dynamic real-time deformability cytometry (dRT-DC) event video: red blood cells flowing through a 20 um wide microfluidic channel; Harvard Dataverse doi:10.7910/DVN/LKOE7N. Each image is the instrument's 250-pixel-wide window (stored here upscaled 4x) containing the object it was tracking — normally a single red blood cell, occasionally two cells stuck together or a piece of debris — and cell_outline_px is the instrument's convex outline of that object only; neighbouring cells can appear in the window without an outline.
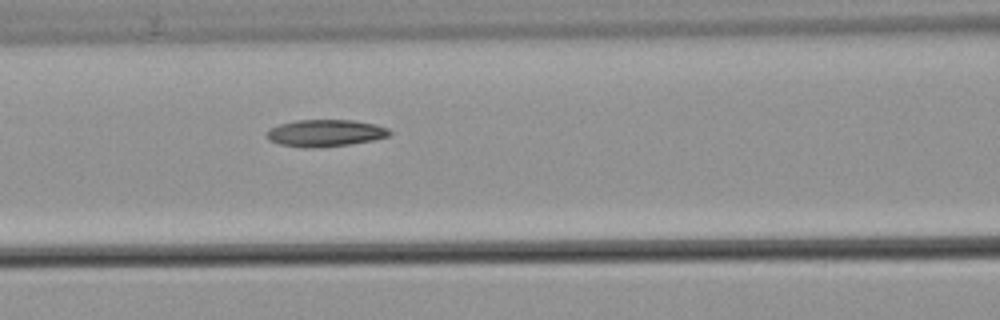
{"species": "common noctule bat (a hibernating species)", "species_latin": "Nyctalus noctula", "temperature_condition": "warm", "stored_images_in_passage": 7, "camera_frame_rate_fps": 3000, "um_per_image_px": 0.085, "animal": {"sex": "male", "body_mass_g": 21.5, "forearm_length_mm": 52.0}, "frame": {"image": 1, "passage_image": 7, "time_ms": 7.333, "image_size_px": [1000, 320], "cell_outline_px": [[392, 132], [388, 136], [372, 140], [348, 144], [316, 148], [308, 148], [280, 144], [268, 140], [264, 136], [264, 132], [280, 124], [296, 120], [352, 120], [376, 124], [388, 128]], "centroid_in_image_um": [27.61, 11.31], "position_along_channel_um": 139.0, "area_um2": 19.31}}